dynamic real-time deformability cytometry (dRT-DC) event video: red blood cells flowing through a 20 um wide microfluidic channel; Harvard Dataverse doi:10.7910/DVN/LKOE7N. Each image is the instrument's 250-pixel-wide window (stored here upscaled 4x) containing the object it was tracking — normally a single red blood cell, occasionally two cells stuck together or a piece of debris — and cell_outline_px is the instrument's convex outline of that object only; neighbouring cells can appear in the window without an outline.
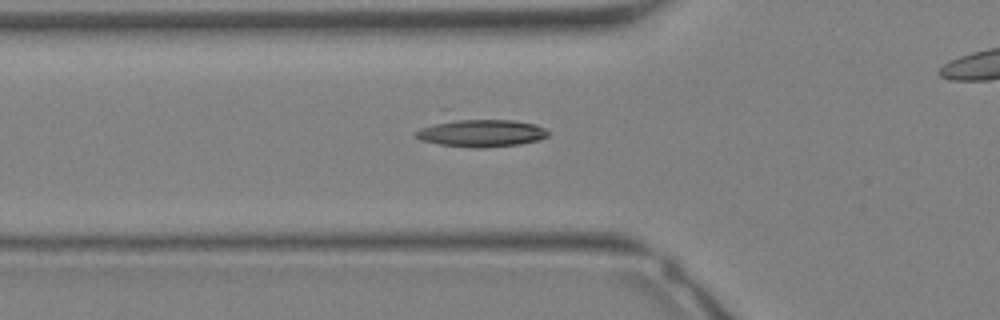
{"species": "Egyptian fruit bat (a non-hibernating species)", "species_latin": "Rousettus aegyptiacus", "temperature_condition": "warm", "stored_images_in_passage": 18, "camera_frame_rate_fps": 3000, "um_per_image_px": 0.085, "animal": {"sex": "female"}, "frame": {"image": 1, "passage_image": 2, "time_ms": 0.333, "image_size_px": [1000, 320], "cell_outline_px": [[548, 136], [540, 140], [520, 144], [476, 148], [472, 148], [440, 144], [420, 140], [412, 132], [444, 108], [448, 108], [536, 124], [544, 128], [548, 132]], "centroid_in_image_um": [40.55, 11.07], "position_along_channel_um": 85.3, "area_um2": 25.66}}
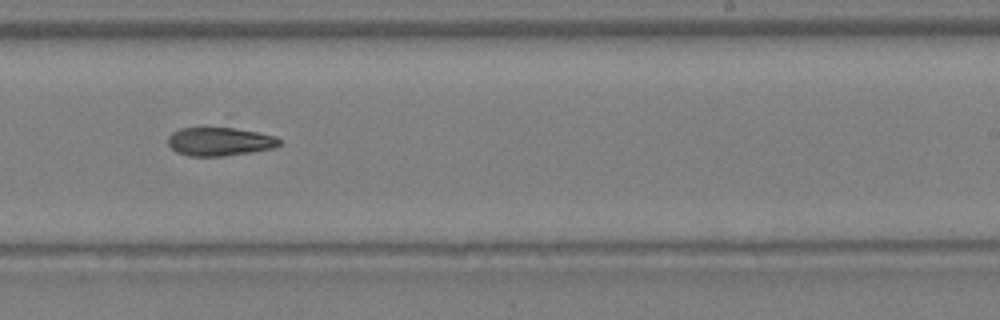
{"frame": {"image": 2, "passage_image": 11, "time_ms": 3.333, "image_size_px": [1000, 320], "cell_outline_px": [[280, 144], [276, 148], [252, 152], [224, 156], [188, 156], [176, 152], [168, 144], [168, 136], [172, 132], [180, 128], [236, 128], [276, 136], [280, 140]], "centroid_in_image_um": [18.68, 12.04], "position_along_channel_um": 270.3, "area_um2": 18.55}}
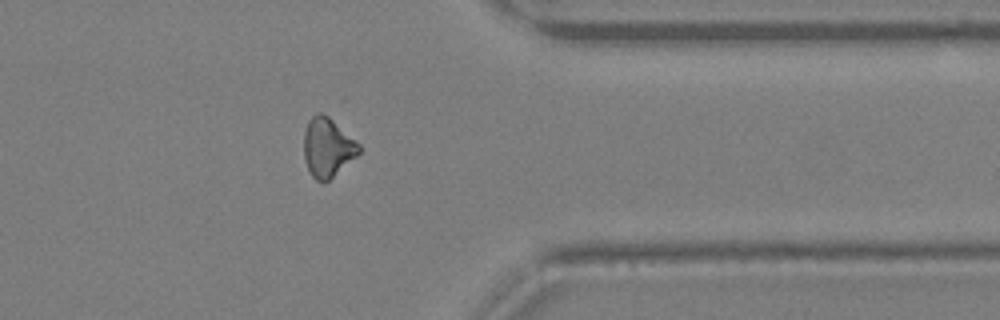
{"frame": {"image": 3, "passage_image": 17, "time_ms": 5.333, "image_size_px": [1000, 320], "cell_outline_px": [[364, 148], [356, 156], [324, 184], [316, 180], [312, 176], [304, 160], [304, 132], [308, 120], [316, 112], [320, 112], [328, 116], [356, 140]], "centroid_in_image_um": [27.84, 12.53], "position_along_channel_um": 383.6, "area_um2": 19.07}}